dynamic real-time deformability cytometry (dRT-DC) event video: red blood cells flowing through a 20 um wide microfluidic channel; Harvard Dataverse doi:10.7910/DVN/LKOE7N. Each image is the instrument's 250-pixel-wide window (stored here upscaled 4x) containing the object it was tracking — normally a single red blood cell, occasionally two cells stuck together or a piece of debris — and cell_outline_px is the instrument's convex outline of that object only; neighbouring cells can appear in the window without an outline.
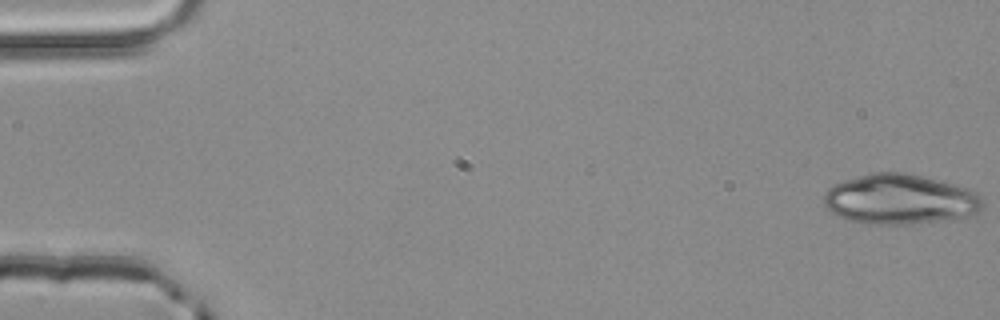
{"species": "common noctule bat (a hibernating species)", "species_latin": "Nyctalus noctula", "temperature_condition": "room temperature", "stored_images_in_passage": 4, "camera_frame_rate_fps": 3000, "um_per_image_px": 0.085, "animal": {"sex": "male", "body_mass_g": 20.4}, "frame": {"image": 1, "passage_image": 4, "time_ms": 1.0, "image_size_px": [1000, 320], "cell_outline_px": [[984, 208], [980, 212], [948, 220], [912, 224], [868, 224], [852, 220], [840, 216], [832, 212], [824, 204], [824, 192], [828, 188], [836, 184], [872, 172], [904, 172], [940, 180], [956, 184], [968, 188], [984, 196]], "centroid_in_image_um": [76.58, 16.94], "position_along_channel_um": 8.4, "area_um2": 46.47}}